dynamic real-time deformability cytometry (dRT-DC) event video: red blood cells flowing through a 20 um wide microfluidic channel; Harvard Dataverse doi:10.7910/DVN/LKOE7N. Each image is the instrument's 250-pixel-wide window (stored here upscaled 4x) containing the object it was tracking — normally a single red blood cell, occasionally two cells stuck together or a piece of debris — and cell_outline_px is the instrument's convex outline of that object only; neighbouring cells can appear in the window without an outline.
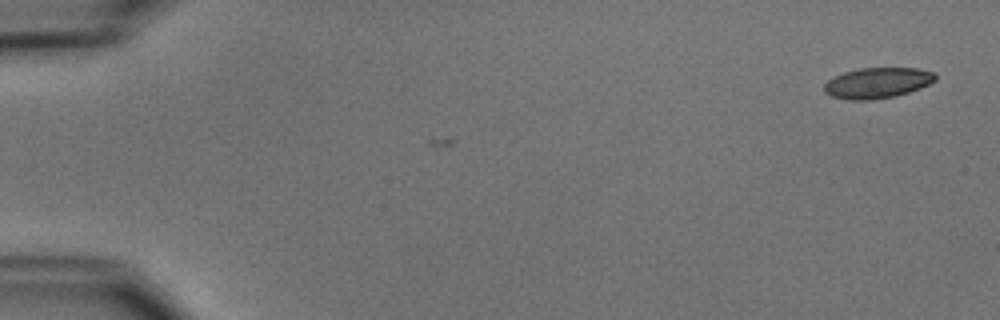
{"species": "common noctule bat (a hibernating species)", "species_latin": "Nyctalus noctula", "temperature_condition": "cold", "stored_images_in_passage": 7, "camera_frame_rate_fps": 3000, "um_per_image_px": 0.085, "animal": {"sex": "male", "body_mass_g": 15.6}, "frame": {"image": 1, "passage_image": 7, "time_ms": 2.0, "image_size_px": [1000, 320], "cell_outline_px": [[936, 80], [920, 88], [896, 96], [872, 100], [848, 100], [832, 96], [824, 92], [824, 84], [828, 80], [844, 72], [860, 68], [916, 68], [932, 72], [936, 76]], "centroid_in_image_um": [74.56, 7.05], "position_along_channel_um": 10.4, "area_um2": 19.77}}